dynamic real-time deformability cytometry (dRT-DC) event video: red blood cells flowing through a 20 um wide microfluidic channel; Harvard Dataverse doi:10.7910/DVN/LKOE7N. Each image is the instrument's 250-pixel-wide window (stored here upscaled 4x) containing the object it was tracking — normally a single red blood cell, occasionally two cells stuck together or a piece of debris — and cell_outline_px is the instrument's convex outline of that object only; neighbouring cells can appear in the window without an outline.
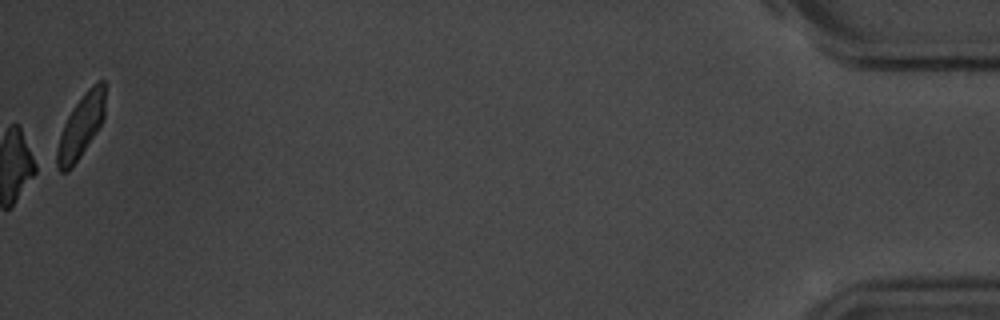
{"species": "common noctule bat (a hibernating species)", "species_latin": "Nyctalus noctula", "temperature_condition": "room temperature", "stored_images_in_passage": 15, "camera_frame_rate_fps": 3000, "um_per_image_px": 0.085, "animal": {"sex": "male", "body_mass_g": 20.1, "forearm_length_mm": 53.5}, "frame": {"image": 1, "passage_image": 15, "time_ms": 18.0, "image_size_px": [1000, 320], "cell_outline_px": [[104, 120], [72, 168], [68, 172], [60, 172], [52, 164], [56, 148], [64, 124], [72, 108], [84, 92], [92, 84], [100, 80], [104, 80]], "centroid_in_image_um": [6.82, 10.81], "position_along_channel_um": 428.4, "area_um2": 17.98}, "authors_computed_cell_mechanics": {"area_um2": 19.2474, "velocity_mm_per_s": 3.6088, "shape_relaxation_time_tau1_ms": 2.6778, "shape_relaxation_time_tau2_ms": null, "deformation_change_tau1": 0.0845, "deformation_change_tau2": null}}